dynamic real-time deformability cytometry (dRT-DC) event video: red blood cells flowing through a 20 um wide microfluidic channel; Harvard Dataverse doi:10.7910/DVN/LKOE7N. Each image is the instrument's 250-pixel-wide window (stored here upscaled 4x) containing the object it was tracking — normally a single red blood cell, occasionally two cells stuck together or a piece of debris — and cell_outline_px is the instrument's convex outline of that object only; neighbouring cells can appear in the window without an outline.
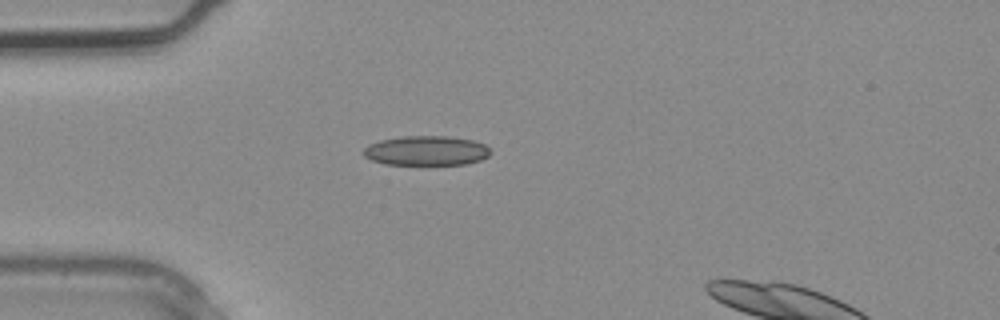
{"species": "common noctule bat (a hibernating species)", "species_latin": "Nyctalus noctula", "temperature_condition": "warm", "stored_images_in_passage": 3, "camera_frame_rate_fps": 3000, "um_per_image_px": 0.085, "animal": {"sex": "male", "body_mass_g": 20.4}, "frame": {"image": 1, "passage_image": 2, "time_ms": 0.333, "image_size_px": [1000, 320], "cell_outline_px": [[492, 152], [488, 156], [480, 160], [468, 164], [384, 164], [372, 160], [364, 156], [360, 152], [368, 144], [380, 140], [404, 136], [448, 136], [472, 140], [484, 144]], "centroid_in_image_um": [36.21, 12.8], "position_along_channel_um": 48.8, "area_um2": 21.96}}